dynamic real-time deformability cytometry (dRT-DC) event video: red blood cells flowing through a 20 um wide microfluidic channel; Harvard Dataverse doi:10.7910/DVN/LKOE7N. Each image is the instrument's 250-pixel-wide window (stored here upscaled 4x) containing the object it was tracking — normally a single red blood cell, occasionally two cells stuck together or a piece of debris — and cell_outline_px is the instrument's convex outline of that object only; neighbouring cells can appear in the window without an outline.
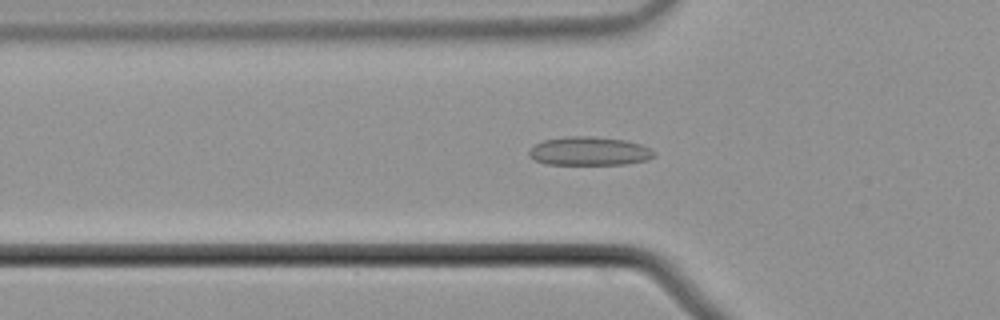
{"species": "common noctule bat (a hibernating species)", "species_latin": "Nyctalus noctula", "temperature_condition": "cold", "stored_images_in_passage": 57, "camera_frame_rate_fps": 3000, "um_per_image_px": 0.085, "animal": {"sex": "male", "body_mass_g": 21.5, "forearm_length_mm": 52.0}, "frame": {"image": 1, "passage_image": 20, "time_ms": 6.333, "image_size_px": [1000, 320], "cell_outline_px": [[656, 156], [648, 160], [628, 164], [544, 164], [528, 156], [528, 152], [536, 144], [544, 140], [568, 136], [592, 136], [624, 140], [640, 144], [652, 148], [656, 152]], "centroid_in_image_um": [50.14, 12.85], "position_along_channel_um": 75.7, "area_um2": 20.98}}
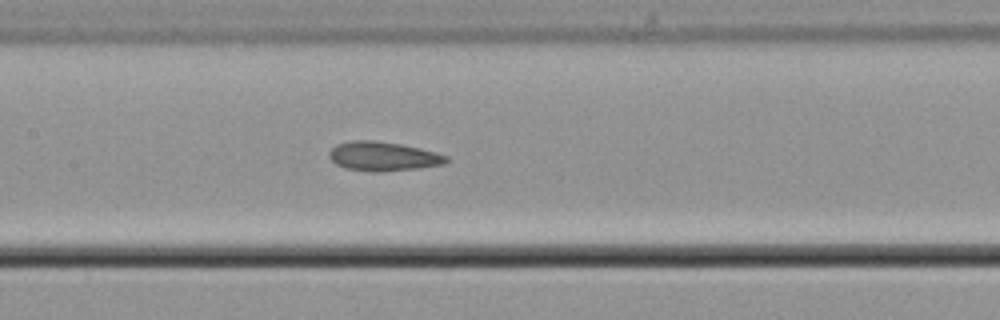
{"frame": {"image": 2, "passage_image": 28, "time_ms": 9.0, "image_size_px": [1000, 320], "cell_outline_px": [[448, 160], [444, 164], [420, 168], [380, 172], [372, 172], [344, 168], [336, 164], [328, 156], [328, 152], [336, 144], [352, 140], [372, 140], [400, 144], [420, 148], [436, 152], [448, 156]], "centroid_in_image_um": [32.55, 13.29], "position_along_channel_um": 174.9, "area_um2": 20.06}}
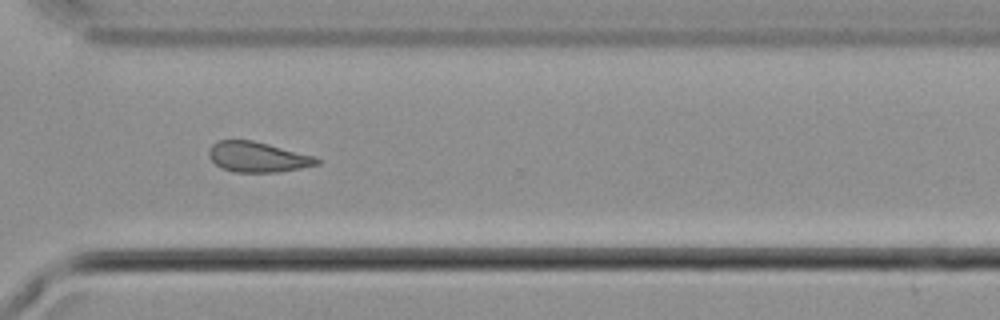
{"frame": {"image": 3, "passage_image": 42, "time_ms": 13.667, "image_size_px": [1000, 320], "cell_outline_px": [[320, 164], [280, 172], [232, 172], [220, 168], [208, 156], [208, 148], [212, 144], [220, 140], [252, 140], [268, 144], [312, 156], [320, 160]], "centroid_in_image_um": [21.84, 13.35], "position_along_channel_um": 348.8, "area_um2": 18.96}, "authors_computed_cell_mechanics": {"area_um2": 20.0566, "velocity_mm_per_s": 3.7196, "shape_relaxation_time_tau1_ms": null, "shape_relaxation_time_tau2_ms": 3.3441, "deformation_change_tau1": null, "deformation_change_tau2": 0.0725}}